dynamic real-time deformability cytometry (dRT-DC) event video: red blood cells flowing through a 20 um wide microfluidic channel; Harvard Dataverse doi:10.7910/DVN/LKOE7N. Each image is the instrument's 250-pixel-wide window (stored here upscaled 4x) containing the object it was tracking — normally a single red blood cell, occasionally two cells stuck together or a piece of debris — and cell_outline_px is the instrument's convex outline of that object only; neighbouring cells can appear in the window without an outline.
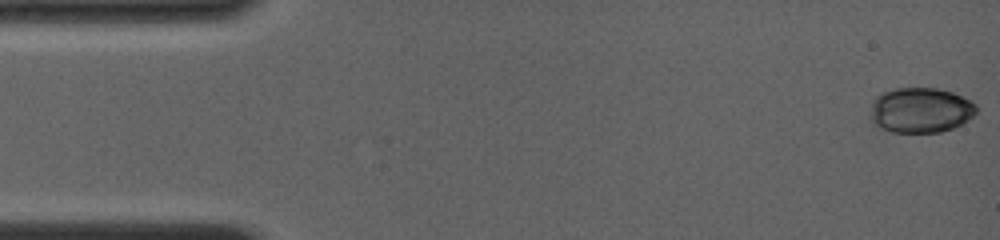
{"species": "common noctule bat (a hibernating species)", "species_latin": "Nyctalus noctula", "temperature_condition": "room temperature", "stored_images_in_passage": 40, "camera_frame_rate_fps": 4000, "um_per_image_px": 0.085, "animal": {"sex": "female", "body_mass_g": 19.0, "forearm_length_mm": 56.7}, "frame": {"image": 1, "passage_image": 1, "time_ms": 0.0, "image_size_px": [1000, 240], "cell_outline_px": [[976, 112], [968, 120], [952, 128], [940, 132], [892, 132], [880, 128], [872, 124], [868, 120], [868, 116], [872, 104], [876, 96], [880, 92], [896, 88], [936, 88], [952, 92], [976, 104]], "centroid_in_image_um": [78.17, 9.37], "position_along_channel_um": 6.8, "area_um2": 28.15}}
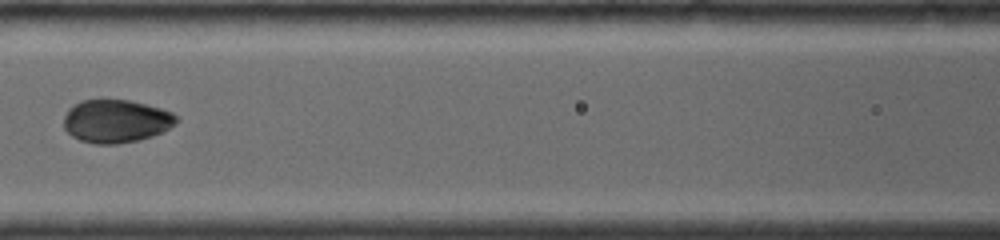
{"frame": {"image": 2, "passage_image": 23, "time_ms": 6.75, "image_size_px": [1000, 240], "cell_outline_px": [[180, 120], [176, 124], [152, 136], [140, 140], [116, 144], [96, 144], [80, 140], [72, 136], [64, 128], [64, 116], [68, 108], [72, 104], [80, 100], [128, 100], [160, 108], [172, 112]], "centroid_in_image_um": [9.84, 10.29], "position_along_channel_um": 156.8, "area_um2": 28.32}}
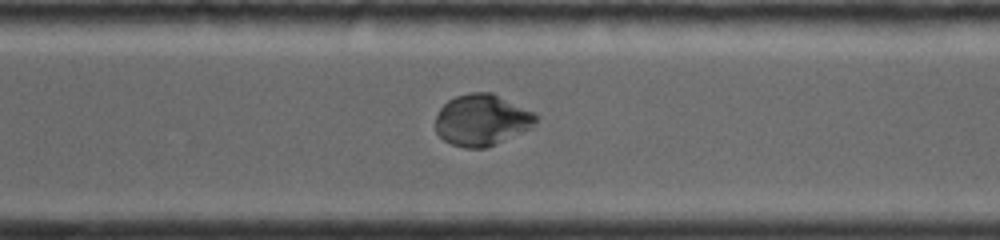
{"frame": {"image": 3, "passage_image": 35, "time_ms": 11.0, "image_size_px": [1000, 240], "cell_outline_px": [[540, 116], [536, 124], [532, 128], [496, 144], [484, 148], [464, 148], [452, 144], [444, 140], [436, 132], [436, 116], [440, 108], [448, 100], [456, 96], [468, 92], [492, 92], [536, 112]], "centroid_in_image_um": [41.0, 10.19], "position_along_channel_um": 329.6, "area_um2": 30.52}, "authors_computed_cell_mechanics": {"area_um2": 28.5532, "velocity_mm_per_s": 4.0757, "shape_relaxation_time_tau1_ms": 7.1744, "shape_relaxation_time_tau2_ms": null, "deformation_change_tau1": 0.1838, "deformation_change_tau2": null}}